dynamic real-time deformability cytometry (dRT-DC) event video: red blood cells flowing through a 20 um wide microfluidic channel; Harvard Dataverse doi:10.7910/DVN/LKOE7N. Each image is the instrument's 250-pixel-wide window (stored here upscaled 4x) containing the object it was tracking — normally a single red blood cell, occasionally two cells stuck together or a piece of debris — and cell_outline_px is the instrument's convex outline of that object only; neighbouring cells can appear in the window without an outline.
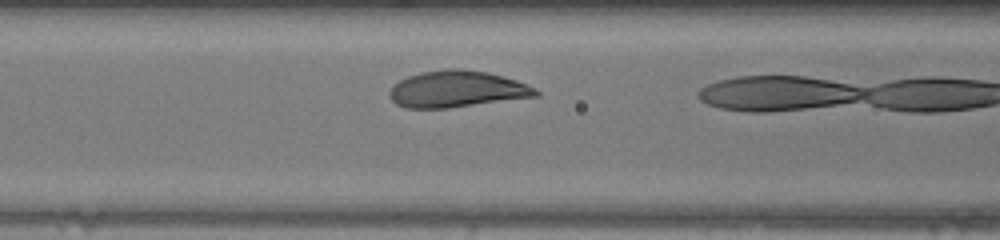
{"species": "human", "species_latin": "Homo sapiens", "temperature_condition": "warm", "stored_images_in_passage": 10, "camera_frame_rate_fps": 3000, "um_per_image_px": 0.085, "donor": {"sex": "female"}, "frame": {"image": 1, "passage_image": 9, "time_ms": 2.667, "image_size_px": [1000, 240], "cell_outline_px": [[540, 96], [448, 108], [408, 108], [396, 104], [388, 96], [388, 92], [392, 84], [408, 76], [424, 72], [444, 68], [460, 68], [488, 72], [516, 80], [536, 88], [540, 92]], "centroid_in_image_um": [38.84, 7.57], "position_along_channel_um": 127.8, "area_um2": 31.39}}